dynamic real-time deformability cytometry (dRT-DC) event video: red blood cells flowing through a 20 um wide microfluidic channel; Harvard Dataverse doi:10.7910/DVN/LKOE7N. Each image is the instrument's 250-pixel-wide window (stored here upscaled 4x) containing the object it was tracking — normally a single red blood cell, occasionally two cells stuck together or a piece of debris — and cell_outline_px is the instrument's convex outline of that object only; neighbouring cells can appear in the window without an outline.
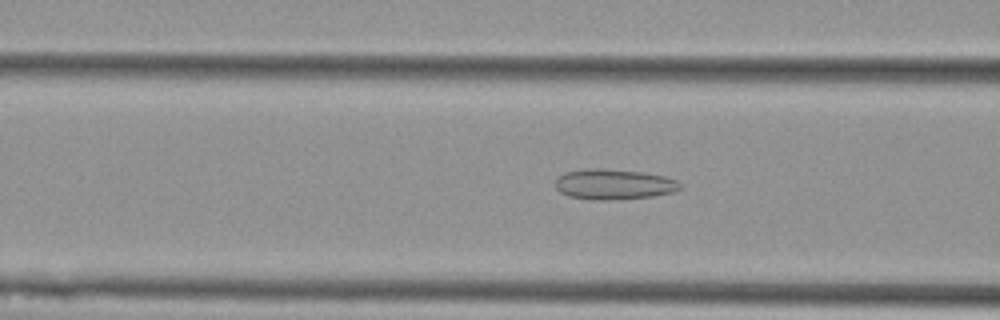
{"species": "Egyptian fruit bat (a non-hibernating species)", "species_latin": "Rousettus aegyptiacus", "temperature_condition": "cold", "stored_images_in_passage": 52, "camera_frame_rate_fps": 3000, "um_per_image_px": 0.085, "animal": {"sex": "female"}, "frame": {"image": 1, "passage_image": 18, "time_ms": 5.667, "image_size_px": [1000, 320], "cell_outline_px": [[680, 188], [672, 192], [652, 196], [608, 200], [592, 200], [568, 196], [560, 192], [556, 188], [556, 180], [564, 172], [588, 168], [600, 168], [640, 172], [664, 176], [676, 180], [680, 184]], "centroid_in_image_um": [52.13, 15.66], "position_along_channel_um": 114.5, "area_um2": 21.91}}
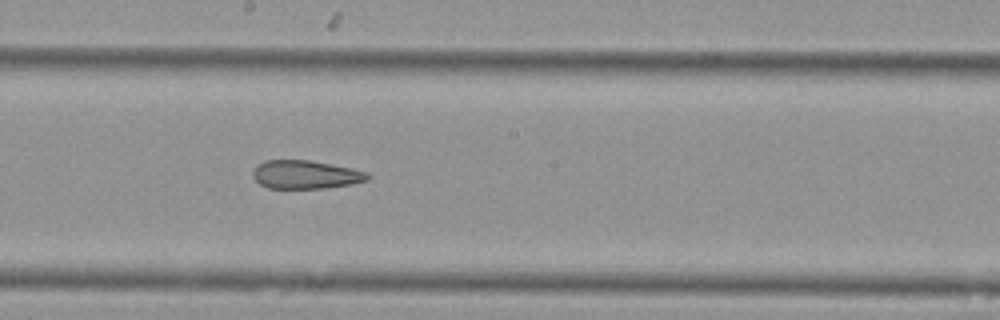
{"frame": {"image": 2, "passage_image": 27, "time_ms": 8.667, "image_size_px": [1000, 320], "cell_outline_px": [[372, 176], [368, 180], [352, 184], [324, 188], [268, 188], [260, 184], [252, 176], [252, 172], [264, 160], [308, 160], [352, 168], [368, 172]], "centroid_in_image_um": [26.01, 14.84], "position_along_channel_um": 222.2, "area_um2": 18.96}}
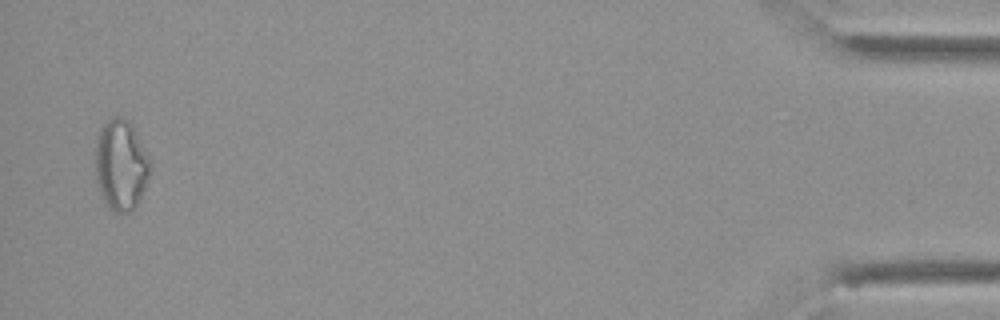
{"frame": {"image": 3, "passage_image": 51, "time_ms": 16.667, "image_size_px": [1000, 320], "cell_outline_px": [[152, 164], [144, 188], [132, 212], [116, 212], [100, 196], [96, 180], [96, 140], [100, 128], [112, 116], [120, 116], [128, 120], [136, 132], [152, 160]], "centroid_in_image_um": [10.28, 13.99], "position_along_channel_um": 424.9, "area_um2": 28.9}, "authors_computed_cell_mechanics": {"area_um2": 23.1778, "velocity_mm_per_s": 3.6054, "shape_relaxation_time_tau1_ms": null, "shape_relaxation_time_tau2_ms": 4.1028, "deformation_change_tau1": null, "deformation_change_tau2": 0.1275}}